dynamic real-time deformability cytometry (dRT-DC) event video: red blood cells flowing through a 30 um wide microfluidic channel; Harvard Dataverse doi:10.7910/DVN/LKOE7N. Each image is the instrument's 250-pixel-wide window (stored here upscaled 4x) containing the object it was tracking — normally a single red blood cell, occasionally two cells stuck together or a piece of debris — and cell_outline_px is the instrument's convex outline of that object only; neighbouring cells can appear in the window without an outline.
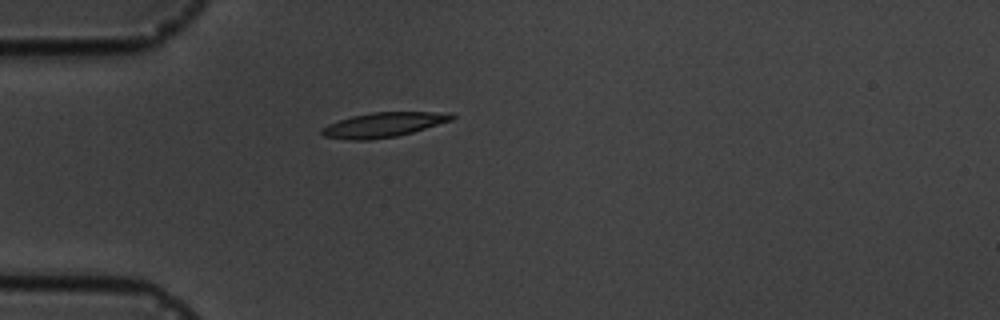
{"species": "common noctule bat (a hibernating species)", "species_latin": "Nyctalus noctula", "temperature_condition": "cold", "stored_images_in_passage": 2, "camera_frame_rate_fps": 3000, "um_per_image_px": 0.085, "animal": {"sex": "male", "body_mass_g": 19.5, "forearm_length_mm": 54.6}, "frame": {"image": 1, "passage_image": 1, "time_ms": 0.0, "image_size_px": [1000, 320], "cell_outline_px": [[456, 116], [452, 120], [412, 132], [396, 136], [372, 140], [352, 140], [324, 136], [320, 132], [320, 128], [328, 124], [352, 116], [372, 112], [452, 112]], "centroid_in_image_um": [32.6, 10.6], "position_along_channel_um": 52.4, "area_um2": 18.67}}